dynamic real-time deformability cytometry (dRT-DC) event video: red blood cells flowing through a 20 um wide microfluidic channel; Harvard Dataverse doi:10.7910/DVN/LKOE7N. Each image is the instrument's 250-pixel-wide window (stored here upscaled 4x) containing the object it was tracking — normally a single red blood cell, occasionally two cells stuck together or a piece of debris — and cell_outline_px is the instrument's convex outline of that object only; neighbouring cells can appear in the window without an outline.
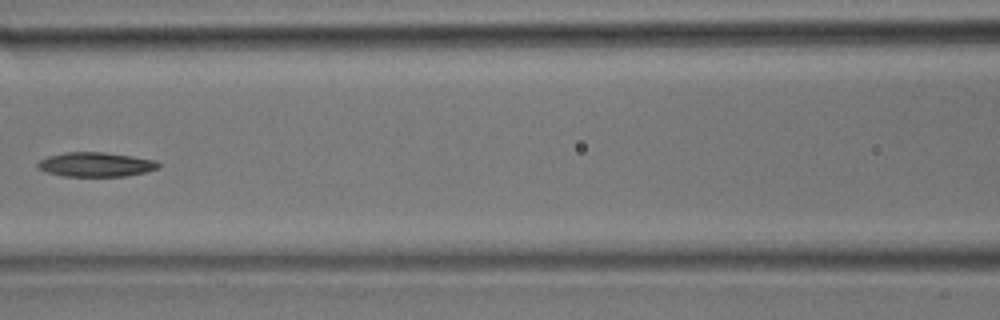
{"species": "common noctule bat (a hibernating species)", "species_latin": "Nyctalus noctula", "temperature_condition": "room temperature", "stored_images_in_passage": 31, "camera_frame_rate_fps": 3000, "um_per_image_px": 0.085, "animal": {"sex": "male", "body_mass_g": 17.9}, "frame": {"image": 1, "passage_image": 14, "time_ms": 4.333, "image_size_px": [1000, 320], "cell_outline_px": [[160, 168], [144, 172], [124, 176], [60, 176], [44, 172], [36, 168], [36, 164], [40, 160], [48, 156], [64, 152], [104, 152], [132, 156], [156, 160], [160, 164]], "centroid_in_image_um": [8.1, 13.98], "position_along_channel_um": 158.5, "area_um2": 17.34}}